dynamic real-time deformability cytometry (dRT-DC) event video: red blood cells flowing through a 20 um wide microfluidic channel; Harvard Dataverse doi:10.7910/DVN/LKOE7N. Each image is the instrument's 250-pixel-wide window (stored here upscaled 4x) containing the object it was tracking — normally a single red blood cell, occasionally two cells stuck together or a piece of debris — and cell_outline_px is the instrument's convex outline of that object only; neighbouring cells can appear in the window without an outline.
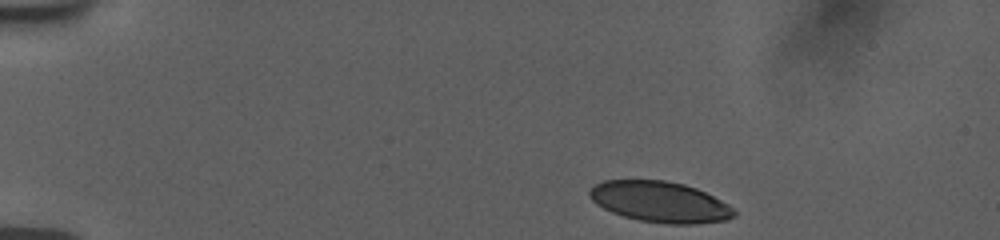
{"species": "human", "species_latin": "Homo sapiens", "temperature_condition": "room temperature", "stored_images_in_passage": 47, "camera_frame_rate_fps": 3000, "um_per_image_px": 0.085, "donor": {"sex": "female"}, "frame": {"image": 1, "passage_image": 1, "time_ms": 0.0, "image_size_px": [1000, 240], "cell_outline_px": [[736, 216], [724, 220], [692, 224], [668, 224], [640, 220], [624, 216], [612, 212], [596, 204], [588, 196], [588, 192], [596, 184], [604, 180], [664, 180], [684, 184], [696, 188], [728, 204], [736, 212]], "centroid_in_image_um": [56.08, 17.15], "position_along_channel_um": 28.9, "area_um2": 34.16}}
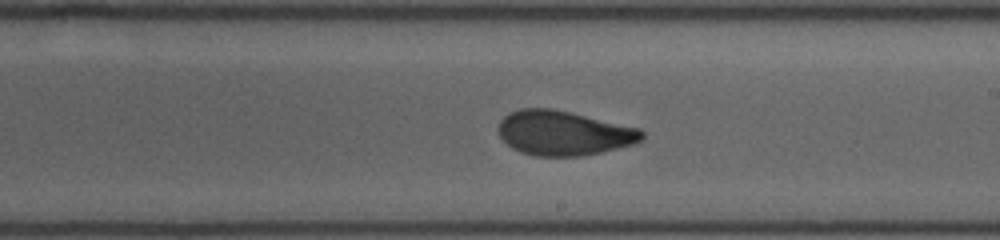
{"frame": {"image": 2, "passage_image": 25, "time_ms": 8.0, "image_size_px": [1000, 240], "cell_outline_px": [[644, 136], [640, 140], [632, 144], [600, 152], [580, 156], [536, 156], [520, 152], [512, 148], [500, 136], [496, 128], [500, 120], [508, 112], [520, 108], [552, 108], [640, 128], [644, 132]], "centroid_in_image_um": [47.86, 11.3], "position_along_channel_um": 241.1, "area_um2": 37.28}}
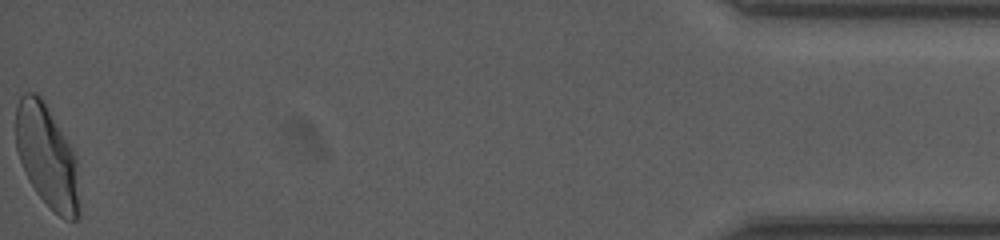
{"frame": {"image": 3, "passage_image": 47, "time_ms": 15.333, "image_size_px": [1000, 240], "cell_outline_px": [[80, 216], [76, 220], [64, 220], [36, 192], [20, 160], [16, 148], [16, 108], [20, 96], [24, 92], [36, 92], [44, 100], [72, 148], [76, 156], [80, 208]], "centroid_in_image_um": [4.01, 13.27], "position_along_channel_um": 431.2, "area_um2": 37.92}, "authors_computed_cell_mechanics": {"area_um2": 37.281, "velocity_mm_per_s": 3.7594, "shape_relaxation_time_tau1_ms": 6.1893, "shape_relaxation_time_tau2_ms": 1.0448, "deformation_change_tau1": 0.171, "deformation_change_tau2": 0.0643}}